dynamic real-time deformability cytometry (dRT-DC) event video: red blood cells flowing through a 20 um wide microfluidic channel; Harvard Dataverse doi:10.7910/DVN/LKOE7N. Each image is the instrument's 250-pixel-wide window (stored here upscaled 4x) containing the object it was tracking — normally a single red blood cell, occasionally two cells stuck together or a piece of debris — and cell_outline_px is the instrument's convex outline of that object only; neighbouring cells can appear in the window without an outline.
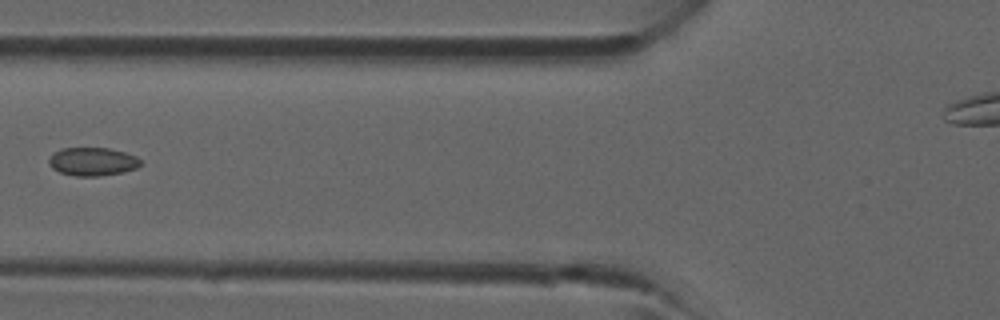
{"species": "common noctule bat (a hibernating species)", "species_latin": "Nyctalus noctula", "temperature_condition": "room temperature", "stored_images_in_passage": 5, "camera_frame_rate_fps": 3000, "um_per_image_px": 0.085, "animal": {"sex": "male", "forearm_length_mm": 52.5}, "frame": {"image": 1, "passage_image": 5, "time_ms": 4.667, "image_size_px": [1000, 320], "cell_outline_px": [[140, 164], [136, 168], [120, 172], [100, 176], [76, 176], [60, 172], [52, 168], [48, 164], [48, 160], [60, 148], [108, 148], [124, 152], [136, 156], [140, 160]], "centroid_in_image_um": [7.84, 13.73], "position_along_channel_um": 118.0, "area_um2": 14.91}}